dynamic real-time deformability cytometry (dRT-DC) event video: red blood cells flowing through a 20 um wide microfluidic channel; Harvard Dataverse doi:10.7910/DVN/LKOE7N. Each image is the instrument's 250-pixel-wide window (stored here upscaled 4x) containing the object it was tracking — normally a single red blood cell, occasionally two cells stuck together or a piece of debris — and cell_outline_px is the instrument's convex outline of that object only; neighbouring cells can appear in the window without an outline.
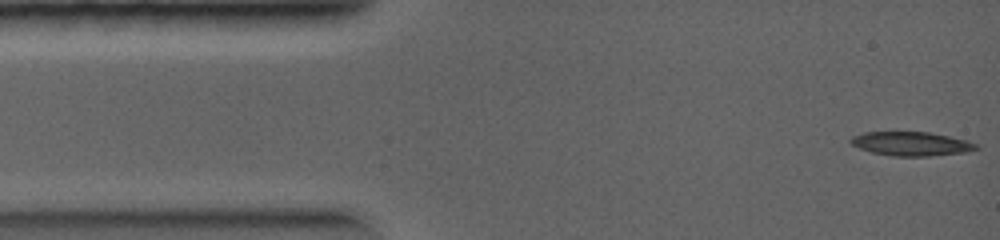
{"species": "common noctule bat (a hibernating species)", "species_latin": "Nyctalus noctula", "temperature_condition": "warm", "stored_images_in_passage": 23, "camera_frame_rate_fps": 5000, "um_per_image_px": 0.085, "animal": {"sex": "female", "body_mass_g": 19.0, "forearm_length_mm": 56.7}, "frame": {"image": 1, "passage_image": 1, "time_ms": 0.0, "image_size_px": [1000, 240], "cell_outline_px": [[980, 148], [968, 152], [928, 156], [892, 156], [872, 152], [860, 148], [852, 144], [848, 140], [852, 136], [864, 132], [928, 132], [948, 136], [964, 140], [976, 144]], "centroid_in_image_um": [77.44, 12.22], "position_along_channel_um": 7.6, "area_um2": 17.4}}
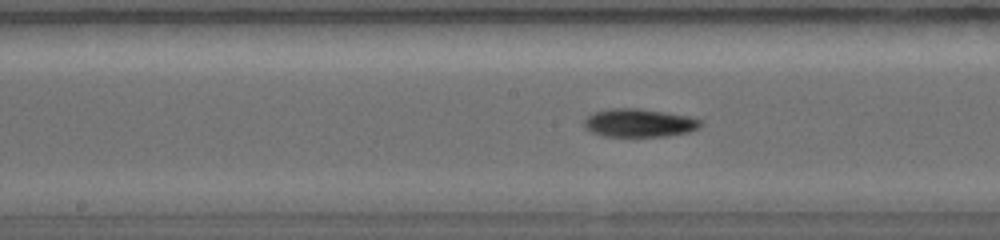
{"frame": {"image": 2, "passage_image": 18, "time_ms": 4.2, "image_size_px": [1000, 240], "cell_outline_px": [[704, 124], [700, 128], [688, 132], [668, 136], [604, 136], [592, 132], [584, 128], [584, 120], [592, 112], [608, 108], [640, 108], [688, 116], [704, 120]], "centroid_in_image_um": [54.35, 10.44], "position_along_channel_um": 193.8, "area_um2": 19.42}}
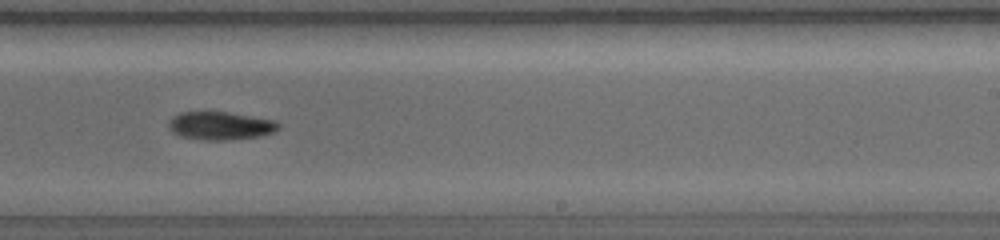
{"frame": {"image": 3, "passage_image": 22, "time_ms": 5.4, "image_size_px": [1000, 240], "cell_outline_px": [[280, 128], [276, 132], [260, 136], [224, 140], [200, 140], [180, 136], [172, 132], [168, 128], [168, 120], [172, 116], [180, 112], [228, 112], [276, 120], [280, 124]], "centroid_in_image_um": [18.73, 10.69], "position_along_channel_um": 270.3, "area_um2": 18.26}}